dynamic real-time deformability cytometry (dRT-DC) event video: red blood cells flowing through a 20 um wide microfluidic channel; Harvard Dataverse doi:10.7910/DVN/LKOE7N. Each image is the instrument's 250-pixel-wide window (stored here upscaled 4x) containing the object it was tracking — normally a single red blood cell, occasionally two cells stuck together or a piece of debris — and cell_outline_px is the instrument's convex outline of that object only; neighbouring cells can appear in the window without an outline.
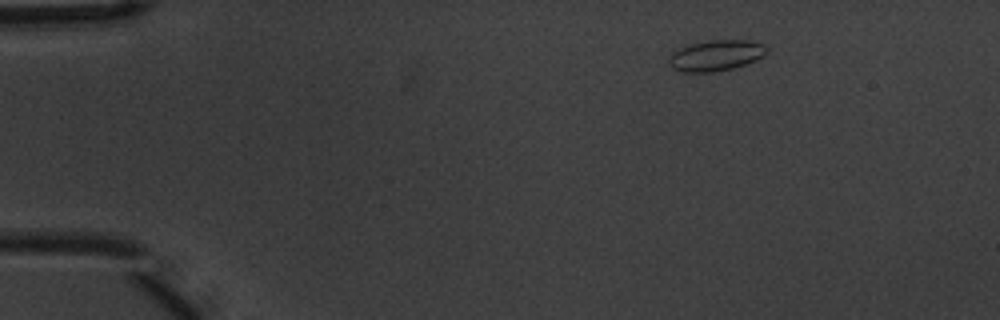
{"species": "common noctule bat (a hibernating species)", "species_latin": "Nyctalus noctula", "temperature_condition": "warm", "stored_images_in_passage": 5, "camera_frame_rate_fps": 3000, "um_per_image_px": 0.085, "animal": {"sex": "male", "body_mass_g": 20.1, "forearm_length_mm": 53.5}, "frame": {"image": 1, "passage_image": 1, "time_ms": 0.0, "image_size_px": [1000, 320], "cell_outline_px": [[768, 52], [764, 56], [756, 60], [732, 68], [712, 72], [680, 72], [672, 68], [668, 64], [668, 56], [672, 52], [680, 48], [692, 44], [712, 40], [748, 40], [764, 44], [768, 48]], "centroid_in_image_um": [60.85, 4.72], "position_along_channel_um": 24.2, "area_um2": 17.63}}
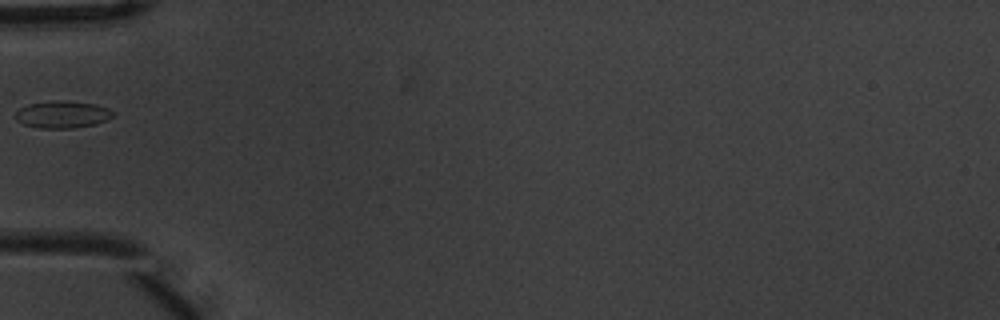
{"frame": {"image": 2, "passage_image": 4, "time_ms": 1.0, "image_size_px": [1000, 320], "cell_outline_px": [[116, 112], [108, 120], [96, 124], [72, 128], [36, 128], [24, 124], [16, 120], [16, 112], [20, 108], [28, 104], [96, 104], [108, 108]], "centroid_in_image_um": [5.34, 9.8], "position_along_channel_um": 79.7, "area_um2": 14.45}}